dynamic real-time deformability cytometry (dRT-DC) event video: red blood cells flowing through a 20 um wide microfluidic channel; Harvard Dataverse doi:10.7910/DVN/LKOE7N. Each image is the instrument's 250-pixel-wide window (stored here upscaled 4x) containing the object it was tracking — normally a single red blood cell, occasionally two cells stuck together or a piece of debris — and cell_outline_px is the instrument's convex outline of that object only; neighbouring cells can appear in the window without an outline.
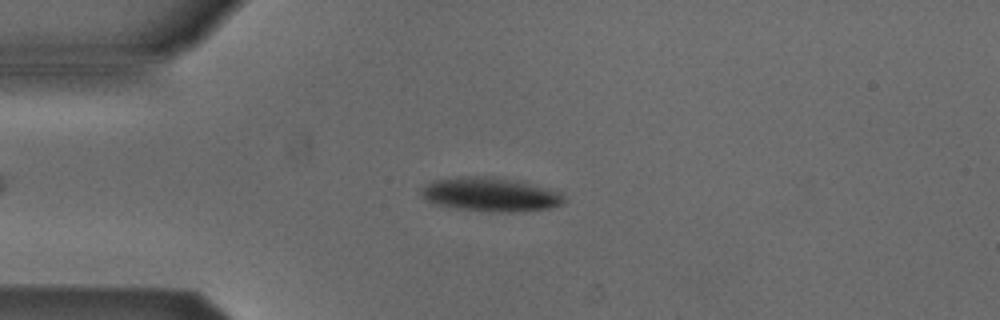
{"species": "Egyptian fruit bat (a non-hibernating species)", "species_latin": "Rousettus aegyptiacus", "temperature_condition": "cold", "stored_images_in_passage": 45, "camera_frame_rate_fps": 3000, "um_per_image_px": 0.085, "animal": {"sex": "male"}, "frame": {"image": 1, "passage_image": 13, "time_ms": 4.0, "image_size_px": [1000, 320], "cell_outline_px": [[564, 204], [548, 208], [512, 212], [488, 212], [456, 208], [436, 204], [424, 200], [420, 192], [420, 188], [432, 180], [460, 176], [492, 176], [512, 180], [544, 188], [556, 192], [564, 196]], "centroid_in_image_um": [41.58, 16.53], "position_along_channel_um": 43.4, "area_um2": 28.09}}
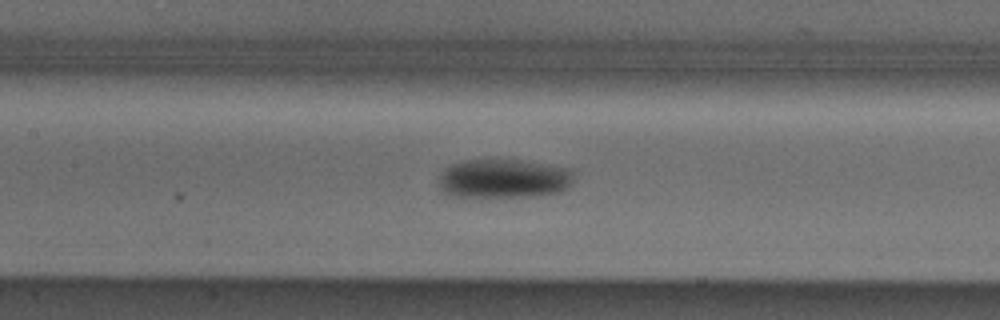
{"frame": {"image": 2, "passage_image": 24, "time_ms": 7.667, "image_size_px": [1000, 320], "cell_outline_px": [[572, 180], [568, 188], [560, 192], [528, 196], [452, 196], [444, 192], [440, 188], [440, 176], [452, 164], [464, 160], [520, 160], [568, 168], [572, 172]], "centroid_in_image_um": [42.83, 15.18], "position_along_channel_um": 164.6, "area_um2": 30.17}}
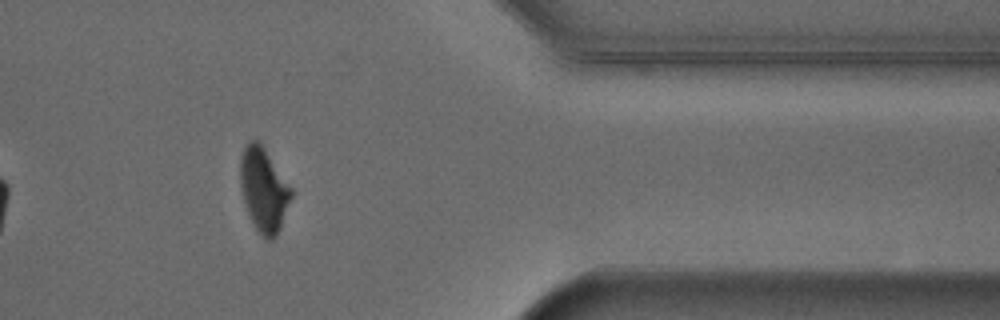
{"frame": {"image": 3, "passage_image": 43, "time_ms": 14.0, "image_size_px": [1000, 320], "cell_outline_px": [[292, 196], [280, 228], [276, 236], [272, 240], [268, 240], [256, 228], [248, 212], [244, 200], [240, 184], [240, 160], [244, 148], [248, 140], [256, 140], [264, 148], [292, 188]], "centroid_in_image_um": [22.42, 16.11], "position_along_channel_um": 389.0, "area_um2": 24.39}, "authors_computed_cell_mechanics": {"area_um2": 28.0908, "velocity_mm_per_s": 3.8901, "shape_relaxation_time_tau1_ms": 3.1235, "shape_relaxation_time_tau2_ms": null, "deformation_change_tau1": 0.1258, "deformation_change_tau2": null}}